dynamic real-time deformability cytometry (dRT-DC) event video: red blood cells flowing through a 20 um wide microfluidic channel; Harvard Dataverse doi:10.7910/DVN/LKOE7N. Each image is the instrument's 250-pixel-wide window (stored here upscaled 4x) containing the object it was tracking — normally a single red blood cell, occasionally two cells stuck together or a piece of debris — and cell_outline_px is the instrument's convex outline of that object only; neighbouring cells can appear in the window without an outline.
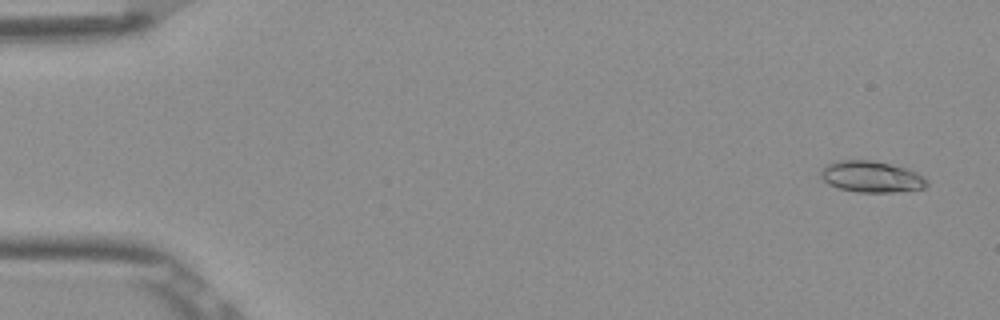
{"species": "Egyptian fruit bat (a non-hibernating species)", "species_latin": "Rousettus aegyptiacus", "temperature_condition": "room temperature", "stored_images_in_passage": 53, "camera_frame_rate_fps": 3000, "um_per_image_px": 0.085, "frame": {"image": 1, "passage_image": 3, "time_ms": 0.667, "image_size_px": [1000, 320], "cell_outline_px": [[928, 184], [924, 188], [892, 192], [856, 192], [836, 188], [828, 184], [820, 176], [820, 172], [828, 164], [840, 160], [872, 160], [904, 168], [916, 172], [924, 176], [928, 180]], "centroid_in_image_um": [74.06, 15.03], "position_along_channel_um": 10.9, "area_um2": 19.25}}
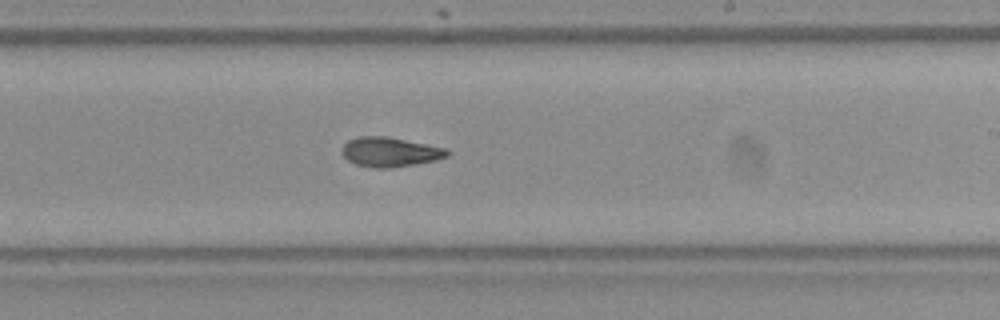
{"frame": {"image": 2, "passage_image": 32, "time_ms": 10.333, "image_size_px": [1000, 320], "cell_outline_px": [[448, 156], [436, 160], [388, 168], [372, 168], [356, 164], [348, 160], [340, 152], [340, 148], [348, 140], [360, 136], [388, 136], [448, 148]], "centroid_in_image_um": [33.12, 12.9], "position_along_channel_um": 255.9, "area_um2": 18.21}}
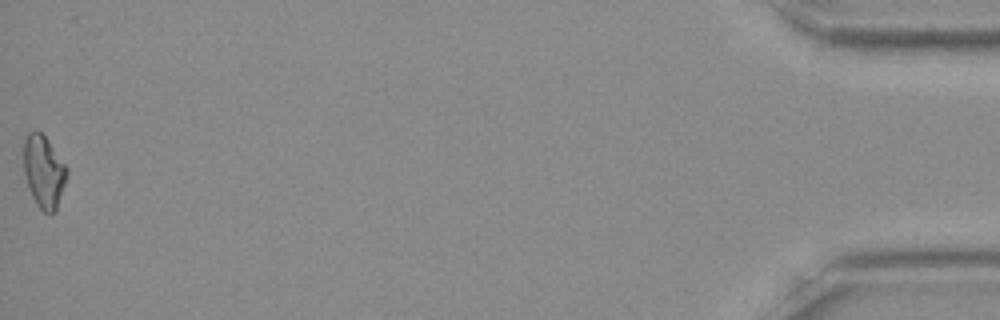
{"frame": {"image": 3, "passage_image": 53, "time_ms": 17.333, "image_size_px": [1000, 320], "cell_outline_px": [[68, 176], [56, 208], [52, 216], [44, 212], [36, 204], [32, 196], [24, 172], [24, 140], [28, 132], [36, 128], [48, 140], [68, 168]], "centroid_in_image_um": [3.73, 14.57], "position_along_channel_um": 431.5, "area_um2": 18.26}, "authors_computed_cell_mechanics": {"area_um2": 18.0914, "velocity_mm_per_s": 3.8998, "shape_relaxation_time_tau1_ms": 5.8561, "shape_relaxation_time_tau2_ms": 2.1883, "deformation_change_tau1": 0.1828, "deformation_change_tau2": 0.0828}}